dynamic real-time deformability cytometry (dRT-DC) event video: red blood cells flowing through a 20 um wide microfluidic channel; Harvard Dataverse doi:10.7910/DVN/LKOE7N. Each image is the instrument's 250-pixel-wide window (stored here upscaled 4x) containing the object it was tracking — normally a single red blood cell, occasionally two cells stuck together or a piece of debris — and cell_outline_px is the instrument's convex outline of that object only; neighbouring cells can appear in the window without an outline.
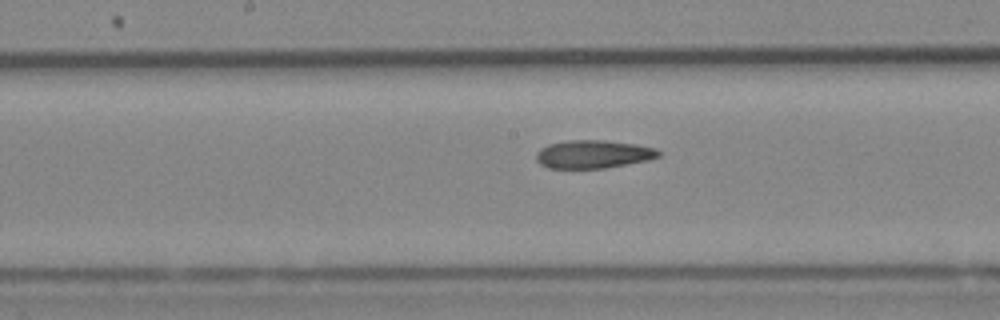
{"species": "Egyptian fruit bat (a non-hibernating species)", "species_latin": "Rousettus aegyptiacus", "temperature_condition": "cold", "stored_images_in_passage": 33, "camera_frame_rate_fps": 3000, "um_per_image_px": 0.085, "animal": {"sex": "female"}, "frame": {"image": 1, "passage_image": 24, "time_ms": 7.667, "image_size_px": [1000, 320], "cell_outline_px": [[660, 156], [648, 160], [604, 168], [548, 168], [540, 164], [536, 160], [536, 152], [540, 148], [548, 144], [568, 140], [604, 140], [636, 144], [656, 148], [660, 152]], "centroid_in_image_um": [50.4, 13.1], "position_along_channel_um": 197.8, "area_um2": 20.11}}